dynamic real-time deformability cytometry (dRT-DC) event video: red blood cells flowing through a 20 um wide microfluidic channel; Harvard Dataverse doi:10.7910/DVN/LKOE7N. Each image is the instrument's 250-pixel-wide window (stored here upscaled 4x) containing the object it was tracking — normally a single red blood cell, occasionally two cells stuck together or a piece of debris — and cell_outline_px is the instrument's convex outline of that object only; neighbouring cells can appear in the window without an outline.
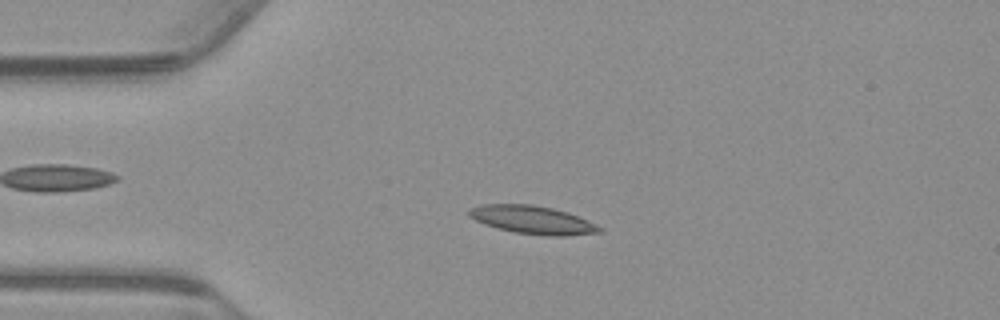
{"species": "common noctule bat (a hibernating species)", "species_latin": "Nyctalus noctula", "temperature_condition": "warm", "stored_images_in_passage": 24, "camera_frame_rate_fps": 3000, "um_per_image_px": 0.085, "animal": {"sex": "male", "body_mass_g": 23.1, "forearm_length_mm": 52.7}, "frame": {"image": 1, "passage_image": 12, "time_ms": 3.667, "image_size_px": [1000, 320], "cell_outline_px": [[604, 232], [568, 236], [548, 236], [512, 232], [496, 228], [484, 224], [468, 216], [468, 208], [480, 204], [532, 204], [552, 208], [568, 212], [588, 220], [604, 228]], "centroid_in_image_um": [45.28, 18.69], "position_along_channel_um": 39.7, "area_um2": 21.79}}